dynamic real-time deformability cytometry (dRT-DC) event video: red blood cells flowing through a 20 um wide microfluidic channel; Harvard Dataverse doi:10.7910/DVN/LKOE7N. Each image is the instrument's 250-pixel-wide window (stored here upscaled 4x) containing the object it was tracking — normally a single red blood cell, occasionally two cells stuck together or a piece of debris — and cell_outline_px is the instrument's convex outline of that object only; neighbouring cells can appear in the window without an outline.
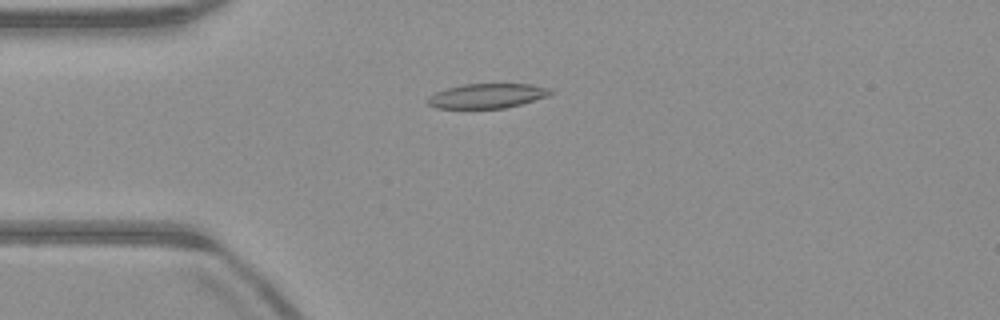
{"species": "common noctule bat (a hibernating species)", "species_latin": "Nyctalus noctula", "temperature_condition": "warm", "stored_images_in_passage": 51, "camera_frame_rate_fps": 3000, "um_per_image_px": 0.085, "animal": {"sex": "male", "body_mass_g": 23.1, "forearm_length_mm": 52.7}, "frame": {"image": 1, "passage_image": 13, "time_ms": 4.0, "image_size_px": [1000, 320], "cell_outline_px": [[552, 92], [548, 96], [520, 104], [504, 108], [436, 108], [428, 104], [428, 96], [436, 92], [448, 88], [464, 84], [532, 84], [548, 88]], "centroid_in_image_um": [41.39, 8.15], "position_along_channel_um": 43.6, "area_um2": 17.4}}
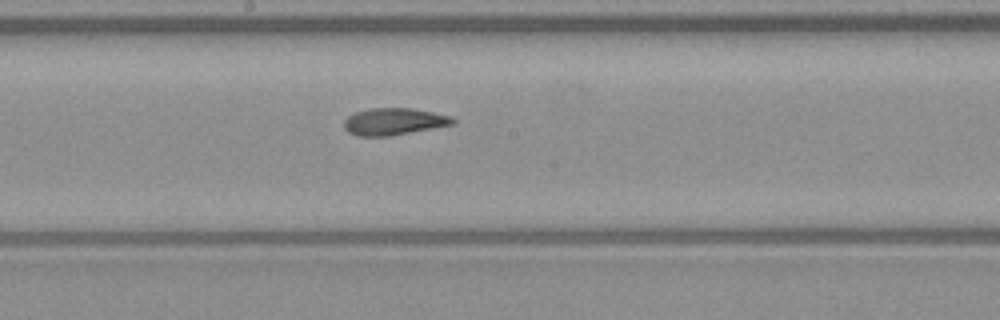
{"frame": {"image": 2, "passage_image": 27, "time_ms": 8.667, "image_size_px": [1000, 320], "cell_outline_px": [[456, 124], [392, 136], [356, 136], [348, 132], [344, 128], [344, 120], [348, 116], [356, 112], [372, 108], [412, 108], [452, 116], [456, 120]], "centroid_in_image_um": [33.51, 10.34], "position_along_channel_um": 214.7, "area_um2": 17.28}}
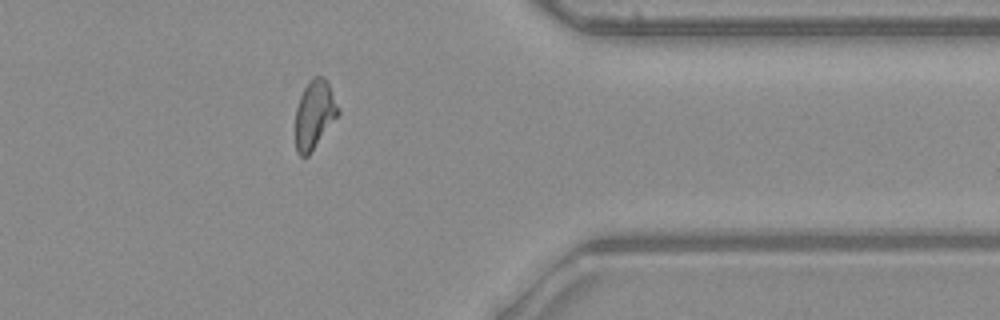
{"frame": {"image": 3, "passage_image": 41, "time_ms": 13.333, "image_size_px": [1000, 320], "cell_outline_px": [[340, 112], [308, 156], [300, 156], [296, 152], [296, 108], [300, 96], [308, 80], [312, 76], [324, 76], [340, 108]], "centroid_in_image_um": [26.72, 9.7], "position_along_channel_um": 384.7, "area_um2": 16.94}, "authors_computed_cell_mechanics": {"area_um2": 17.5134, "velocity_mm_per_s": 4.019, "shape_relaxation_time_tau1_ms": null, "shape_relaxation_time_tau2_ms": 3.9604, "deformation_change_tau1": null, "deformation_change_tau2": 0.1243}}